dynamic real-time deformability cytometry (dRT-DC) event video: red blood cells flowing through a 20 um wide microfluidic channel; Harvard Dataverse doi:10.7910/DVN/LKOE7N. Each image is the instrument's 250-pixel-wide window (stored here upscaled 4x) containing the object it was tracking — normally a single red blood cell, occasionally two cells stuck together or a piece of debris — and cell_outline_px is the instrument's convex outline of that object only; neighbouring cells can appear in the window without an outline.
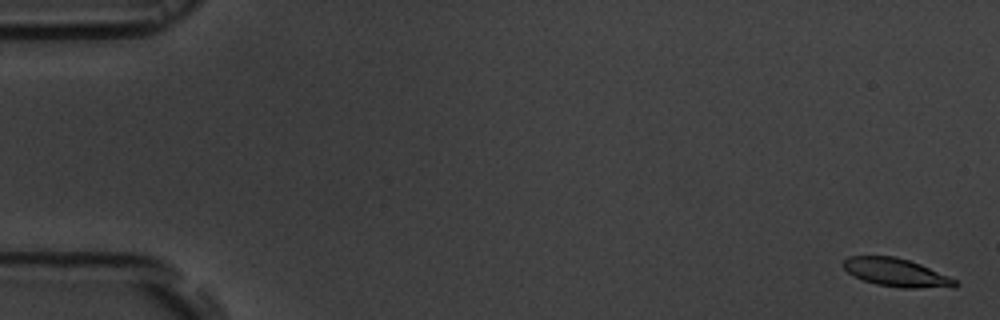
{"species": "common noctule bat (a hibernating species)", "species_latin": "Nyctalus noctula", "temperature_condition": "room temperature", "stored_images_in_passage": 57, "camera_frame_rate_fps": 3000, "um_per_image_px": 0.085, "animal": {"sex": "male", "body_mass_g": 19.5, "forearm_length_mm": 54.6}, "frame": {"image": 1, "passage_image": 2, "time_ms": 0.333, "image_size_px": [1000, 320], "cell_outline_px": [[960, 284], [956, 288], [900, 288], [876, 284], [864, 280], [848, 272], [840, 264], [848, 256], [896, 256], [920, 264], [948, 276], [956, 280]], "centroid_in_image_um": [76.22, 23.18], "position_along_channel_um": 8.8, "area_um2": 18.5}}
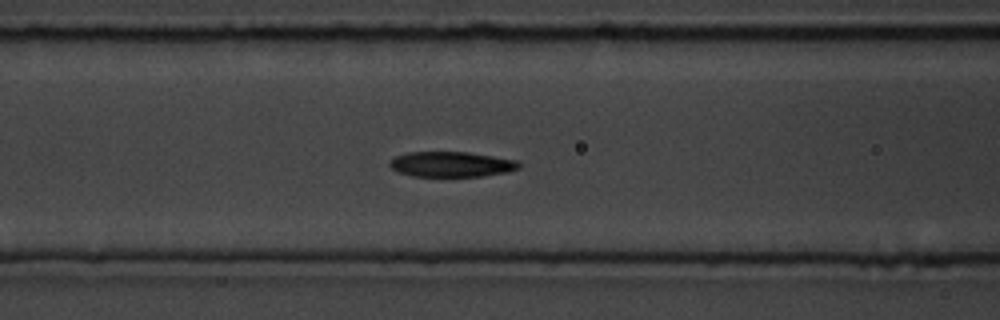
{"frame": {"image": 2, "passage_image": 24, "time_ms": 7.667, "image_size_px": [1000, 320], "cell_outline_px": [[520, 168], [508, 172], [480, 176], [412, 176], [400, 172], [392, 168], [388, 164], [396, 156], [408, 152], [468, 152], [516, 160], [520, 164]], "centroid_in_image_um": [38.38, 13.96], "position_along_channel_um": 128.2, "area_um2": 18.84}}
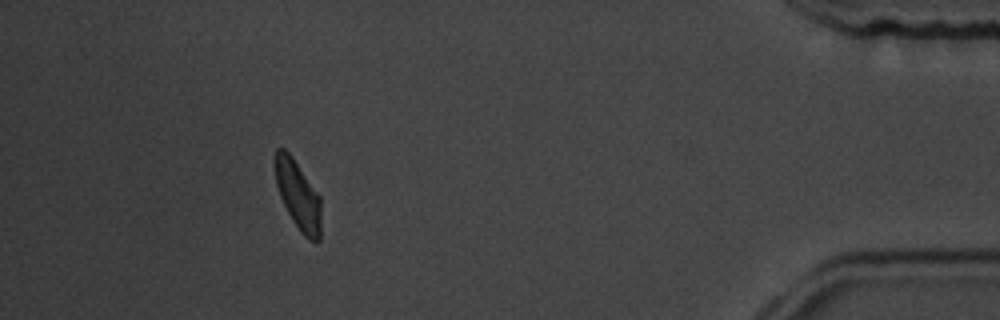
{"frame": {"image": 3, "passage_image": 52, "time_ms": 17.0, "image_size_px": [1000, 320], "cell_outline_px": [[320, 240], [316, 244], [308, 240], [300, 232], [292, 220], [280, 196], [276, 184], [272, 164], [276, 148], [284, 148], [292, 156], [320, 196]], "centroid_in_image_um": [25.3, 16.57], "position_along_channel_um": 409.9, "area_um2": 18.79}, "authors_computed_cell_mechanics": {"area_um2": 19.4208, "velocity_mm_per_s": 3.6262, "shape_relaxation_time_tau1_ms": 2.8013, "shape_relaxation_time_tau2_ms": 3.5115, "deformation_change_tau1": 0.1342, "deformation_change_tau2": 0.0733}}